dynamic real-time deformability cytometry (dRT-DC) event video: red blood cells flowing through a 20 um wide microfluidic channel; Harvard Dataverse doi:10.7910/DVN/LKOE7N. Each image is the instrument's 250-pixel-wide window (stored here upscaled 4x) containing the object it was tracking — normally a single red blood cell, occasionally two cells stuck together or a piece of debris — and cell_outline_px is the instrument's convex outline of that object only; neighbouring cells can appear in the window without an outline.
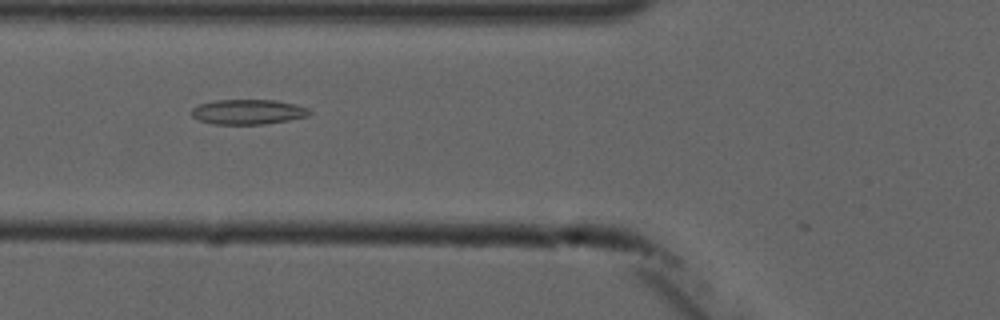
{"species": "common noctule bat (a hibernating species)", "species_latin": "Nyctalus noctula", "temperature_condition": "cold", "stored_images_in_passage": 8, "camera_frame_rate_fps": 3000, "um_per_image_px": 0.085, "animal": {"sex": "male", "forearm_length_mm": 52.5}, "frame": {"image": 1, "passage_image": 5, "time_ms": 5.333, "image_size_px": [1000, 320], "cell_outline_px": [[312, 112], [308, 116], [288, 120], [264, 124], [212, 124], [200, 120], [192, 116], [192, 108], [200, 104], [216, 100], [276, 100], [308, 108]], "centroid_in_image_um": [21.08, 9.51], "position_along_channel_um": 104.7, "area_um2": 16.99}}
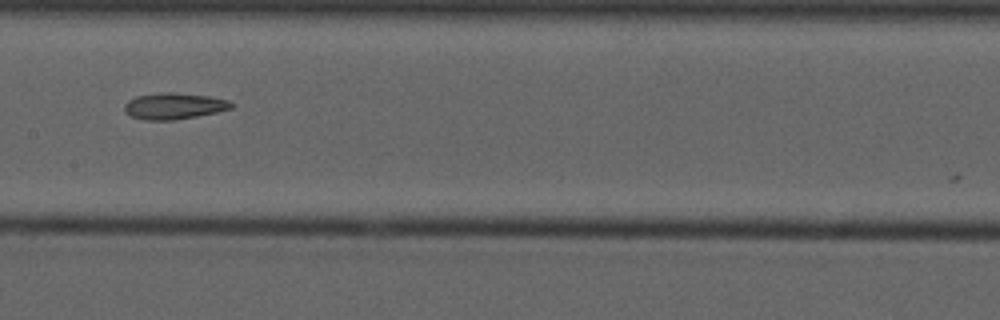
{"frame": {"image": 2, "passage_image": 7, "time_ms": 7.667, "image_size_px": [1000, 320], "cell_outline_px": [[232, 108], [216, 112], [196, 116], [172, 120], [144, 120], [132, 116], [124, 112], [124, 104], [128, 100], [136, 96], [160, 92], [172, 92], [208, 96], [228, 100], [232, 104]], "centroid_in_image_um": [14.74, 9.01], "position_along_channel_um": 192.7, "area_um2": 16.3}}
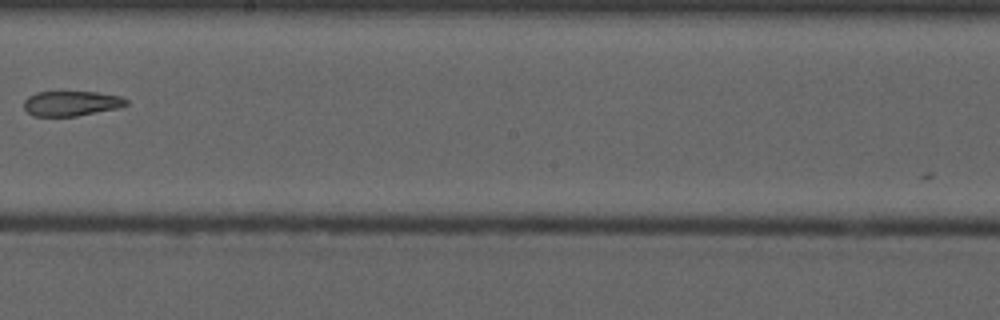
{"frame": {"image": 3, "passage_image": 8, "time_ms": 9.0, "image_size_px": [1000, 320], "cell_outline_px": [[128, 104], [116, 108], [76, 116], [32, 116], [24, 108], [24, 100], [28, 96], [36, 92], [96, 92], [120, 96], [128, 100]], "centroid_in_image_um": [6.03, 8.79], "position_along_channel_um": 242.2, "area_um2": 14.8}}